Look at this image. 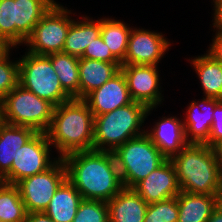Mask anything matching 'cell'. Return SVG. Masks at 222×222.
I'll return each instance as SVG.
<instances>
[{
  "mask_svg": "<svg viewBox=\"0 0 222 222\" xmlns=\"http://www.w3.org/2000/svg\"><path fill=\"white\" fill-rule=\"evenodd\" d=\"M62 159L67 179L83 199L108 202L124 188L113 152L76 151Z\"/></svg>",
  "mask_w": 222,
  "mask_h": 222,
  "instance_id": "obj_1",
  "label": "cell"
},
{
  "mask_svg": "<svg viewBox=\"0 0 222 222\" xmlns=\"http://www.w3.org/2000/svg\"><path fill=\"white\" fill-rule=\"evenodd\" d=\"M58 157L93 149L94 115L83 99H71L54 107L51 125L46 132Z\"/></svg>",
  "mask_w": 222,
  "mask_h": 222,
  "instance_id": "obj_2",
  "label": "cell"
},
{
  "mask_svg": "<svg viewBox=\"0 0 222 222\" xmlns=\"http://www.w3.org/2000/svg\"><path fill=\"white\" fill-rule=\"evenodd\" d=\"M170 160L181 191L217 195L222 185V173L213 147L206 144H187Z\"/></svg>",
  "mask_w": 222,
  "mask_h": 222,
  "instance_id": "obj_3",
  "label": "cell"
},
{
  "mask_svg": "<svg viewBox=\"0 0 222 222\" xmlns=\"http://www.w3.org/2000/svg\"><path fill=\"white\" fill-rule=\"evenodd\" d=\"M153 109L132 101L111 112L95 116L93 150L114 152L127 140L146 133L140 127Z\"/></svg>",
  "mask_w": 222,
  "mask_h": 222,
  "instance_id": "obj_4",
  "label": "cell"
},
{
  "mask_svg": "<svg viewBox=\"0 0 222 222\" xmlns=\"http://www.w3.org/2000/svg\"><path fill=\"white\" fill-rule=\"evenodd\" d=\"M54 0H0V39L9 47L25 44Z\"/></svg>",
  "mask_w": 222,
  "mask_h": 222,
  "instance_id": "obj_5",
  "label": "cell"
},
{
  "mask_svg": "<svg viewBox=\"0 0 222 222\" xmlns=\"http://www.w3.org/2000/svg\"><path fill=\"white\" fill-rule=\"evenodd\" d=\"M113 154L124 188H133L167 160L146 133L127 140Z\"/></svg>",
  "mask_w": 222,
  "mask_h": 222,
  "instance_id": "obj_6",
  "label": "cell"
},
{
  "mask_svg": "<svg viewBox=\"0 0 222 222\" xmlns=\"http://www.w3.org/2000/svg\"><path fill=\"white\" fill-rule=\"evenodd\" d=\"M5 123L27 126L46 133L51 125L54 105L18 85L3 98Z\"/></svg>",
  "mask_w": 222,
  "mask_h": 222,
  "instance_id": "obj_7",
  "label": "cell"
},
{
  "mask_svg": "<svg viewBox=\"0 0 222 222\" xmlns=\"http://www.w3.org/2000/svg\"><path fill=\"white\" fill-rule=\"evenodd\" d=\"M19 85L58 106L73 99L63 88L47 55L27 51L19 58Z\"/></svg>",
  "mask_w": 222,
  "mask_h": 222,
  "instance_id": "obj_8",
  "label": "cell"
},
{
  "mask_svg": "<svg viewBox=\"0 0 222 222\" xmlns=\"http://www.w3.org/2000/svg\"><path fill=\"white\" fill-rule=\"evenodd\" d=\"M65 8L55 3L36 24L25 42L29 47L28 52L36 55L63 52L65 39L73 21L69 16L72 12Z\"/></svg>",
  "mask_w": 222,
  "mask_h": 222,
  "instance_id": "obj_9",
  "label": "cell"
},
{
  "mask_svg": "<svg viewBox=\"0 0 222 222\" xmlns=\"http://www.w3.org/2000/svg\"><path fill=\"white\" fill-rule=\"evenodd\" d=\"M66 179L65 162L58 157L50 168L17 182L15 185L18 187L26 212H44L52 197Z\"/></svg>",
  "mask_w": 222,
  "mask_h": 222,
  "instance_id": "obj_10",
  "label": "cell"
},
{
  "mask_svg": "<svg viewBox=\"0 0 222 222\" xmlns=\"http://www.w3.org/2000/svg\"><path fill=\"white\" fill-rule=\"evenodd\" d=\"M51 146L47 134L37 132L16 154L10 169V184L50 168L58 159L50 158Z\"/></svg>",
  "mask_w": 222,
  "mask_h": 222,
  "instance_id": "obj_11",
  "label": "cell"
},
{
  "mask_svg": "<svg viewBox=\"0 0 222 222\" xmlns=\"http://www.w3.org/2000/svg\"><path fill=\"white\" fill-rule=\"evenodd\" d=\"M157 66L121 65L132 101L144 104L148 108L161 104L160 76Z\"/></svg>",
  "mask_w": 222,
  "mask_h": 222,
  "instance_id": "obj_12",
  "label": "cell"
},
{
  "mask_svg": "<svg viewBox=\"0 0 222 222\" xmlns=\"http://www.w3.org/2000/svg\"><path fill=\"white\" fill-rule=\"evenodd\" d=\"M133 29L129 34L128 49L122 65L157 66L171 43L160 32Z\"/></svg>",
  "mask_w": 222,
  "mask_h": 222,
  "instance_id": "obj_13",
  "label": "cell"
},
{
  "mask_svg": "<svg viewBox=\"0 0 222 222\" xmlns=\"http://www.w3.org/2000/svg\"><path fill=\"white\" fill-rule=\"evenodd\" d=\"M133 189L147 204L175 197L181 192L177 174L170 159L138 182Z\"/></svg>",
  "mask_w": 222,
  "mask_h": 222,
  "instance_id": "obj_14",
  "label": "cell"
},
{
  "mask_svg": "<svg viewBox=\"0 0 222 222\" xmlns=\"http://www.w3.org/2000/svg\"><path fill=\"white\" fill-rule=\"evenodd\" d=\"M94 117L111 112L132 102L124 74L120 70L83 99Z\"/></svg>",
  "mask_w": 222,
  "mask_h": 222,
  "instance_id": "obj_15",
  "label": "cell"
},
{
  "mask_svg": "<svg viewBox=\"0 0 222 222\" xmlns=\"http://www.w3.org/2000/svg\"><path fill=\"white\" fill-rule=\"evenodd\" d=\"M221 100L203 97L200 102L192 101L183 120L185 139L188 144H206L209 146V135L215 106ZM190 135V136H189Z\"/></svg>",
  "mask_w": 222,
  "mask_h": 222,
  "instance_id": "obj_16",
  "label": "cell"
},
{
  "mask_svg": "<svg viewBox=\"0 0 222 222\" xmlns=\"http://www.w3.org/2000/svg\"><path fill=\"white\" fill-rule=\"evenodd\" d=\"M37 133L27 126L0 125V180L10 184V169L20 148Z\"/></svg>",
  "mask_w": 222,
  "mask_h": 222,
  "instance_id": "obj_17",
  "label": "cell"
},
{
  "mask_svg": "<svg viewBox=\"0 0 222 222\" xmlns=\"http://www.w3.org/2000/svg\"><path fill=\"white\" fill-rule=\"evenodd\" d=\"M182 120L175 116L162 117L151 130H146L152 143L167 159L179 153L188 144Z\"/></svg>",
  "mask_w": 222,
  "mask_h": 222,
  "instance_id": "obj_18",
  "label": "cell"
},
{
  "mask_svg": "<svg viewBox=\"0 0 222 222\" xmlns=\"http://www.w3.org/2000/svg\"><path fill=\"white\" fill-rule=\"evenodd\" d=\"M107 204L109 222H144L148 208L133 188H123Z\"/></svg>",
  "mask_w": 222,
  "mask_h": 222,
  "instance_id": "obj_19",
  "label": "cell"
},
{
  "mask_svg": "<svg viewBox=\"0 0 222 222\" xmlns=\"http://www.w3.org/2000/svg\"><path fill=\"white\" fill-rule=\"evenodd\" d=\"M122 63H109L87 58H79V99L102 86L116 75Z\"/></svg>",
  "mask_w": 222,
  "mask_h": 222,
  "instance_id": "obj_20",
  "label": "cell"
},
{
  "mask_svg": "<svg viewBox=\"0 0 222 222\" xmlns=\"http://www.w3.org/2000/svg\"><path fill=\"white\" fill-rule=\"evenodd\" d=\"M177 222H207L217 208L216 196L207 194H190L181 191L177 196Z\"/></svg>",
  "mask_w": 222,
  "mask_h": 222,
  "instance_id": "obj_21",
  "label": "cell"
},
{
  "mask_svg": "<svg viewBox=\"0 0 222 222\" xmlns=\"http://www.w3.org/2000/svg\"><path fill=\"white\" fill-rule=\"evenodd\" d=\"M82 200L74 185L66 179L52 197L44 213L54 222H72Z\"/></svg>",
  "mask_w": 222,
  "mask_h": 222,
  "instance_id": "obj_22",
  "label": "cell"
},
{
  "mask_svg": "<svg viewBox=\"0 0 222 222\" xmlns=\"http://www.w3.org/2000/svg\"><path fill=\"white\" fill-rule=\"evenodd\" d=\"M85 21H75L70 24L65 39L63 52L81 58L87 46L101 34V19L93 20L82 17Z\"/></svg>",
  "mask_w": 222,
  "mask_h": 222,
  "instance_id": "obj_23",
  "label": "cell"
},
{
  "mask_svg": "<svg viewBox=\"0 0 222 222\" xmlns=\"http://www.w3.org/2000/svg\"><path fill=\"white\" fill-rule=\"evenodd\" d=\"M205 97L222 100V63L208 53L191 59Z\"/></svg>",
  "mask_w": 222,
  "mask_h": 222,
  "instance_id": "obj_24",
  "label": "cell"
},
{
  "mask_svg": "<svg viewBox=\"0 0 222 222\" xmlns=\"http://www.w3.org/2000/svg\"><path fill=\"white\" fill-rule=\"evenodd\" d=\"M59 78L62 88L75 99H79V58L64 52L47 55Z\"/></svg>",
  "mask_w": 222,
  "mask_h": 222,
  "instance_id": "obj_25",
  "label": "cell"
},
{
  "mask_svg": "<svg viewBox=\"0 0 222 222\" xmlns=\"http://www.w3.org/2000/svg\"><path fill=\"white\" fill-rule=\"evenodd\" d=\"M130 27L124 22L115 19H101V37L112 54L122 63L128 49Z\"/></svg>",
  "mask_w": 222,
  "mask_h": 222,
  "instance_id": "obj_26",
  "label": "cell"
},
{
  "mask_svg": "<svg viewBox=\"0 0 222 222\" xmlns=\"http://www.w3.org/2000/svg\"><path fill=\"white\" fill-rule=\"evenodd\" d=\"M26 209L15 184L0 182V222H24Z\"/></svg>",
  "mask_w": 222,
  "mask_h": 222,
  "instance_id": "obj_27",
  "label": "cell"
},
{
  "mask_svg": "<svg viewBox=\"0 0 222 222\" xmlns=\"http://www.w3.org/2000/svg\"><path fill=\"white\" fill-rule=\"evenodd\" d=\"M178 203L177 197L148 204L144 222H177Z\"/></svg>",
  "mask_w": 222,
  "mask_h": 222,
  "instance_id": "obj_28",
  "label": "cell"
},
{
  "mask_svg": "<svg viewBox=\"0 0 222 222\" xmlns=\"http://www.w3.org/2000/svg\"><path fill=\"white\" fill-rule=\"evenodd\" d=\"M72 222H109L107 202L83 199Z\"/></svg>",
  "mask_w": 222,
  "mask_h": 222,
  "instance_id": "obj_29",
  "label": "cell"
},
{
  "mask_svg": "<svg viewBox=\"0 0 222 222\" xmlns=\"http://www.w3.org/2000/svg\"><path fill=\"white\" fill-rule=\"evenodd\" d=\"M10 49L0 57V98L19 85V62L9 61Z\"/></svg>",
  "mask_w": 222,
  "mask_h": 222,
  "instance_id": "obj_30",
  "label": "cell"
},
{
  "mask_svg": "<svg viewBox=\"0 0 222 222\" xmlns=\"http://www.w3.org/2000/svg\"><path fill=\"white\" fill-rule=\"evenodd\" d=\"M81 58L98 60L109 63H121L110 51L101 35L93 40L84 51Z\"/></svg>",
  "mask_w": 222,
  "mask_h": 222,
  "instance_id": "obj_31",
  "label": "cell"
},
{
  "mask_svg": "<svg viewBox=\"0 0 222 222\" xmlns=\"http://www.w3.org/2000/svg\"><path fill=\"white\" fill-rule=\"evenodd\" d=\"M222 140V100L215 106L209 135V146L213 147Z\"/></svg>",
  "mask_w": 222,
  "mask_h": 222,
  "instance_id": "obj_32",
  "label": "cell"
},
{
  "mask_svg": "<svg viewBox=\"0 0 222 222\" xmlns=\"http://www.w3.org/2000/svg\"><path fill=\"white\" fill-rule=\"evenodd\" d=\"M207 53L213 59L222 63V32H216Z\"/></svg>",
  "mask_w": 222,
  "mask_h": 222,
  "instance_id": "obj_33",
  "label": "cell"
},
{
  "mask_svg": "<svg viewBox=\"0 0 222 222\" xmlns=\"http://www.w3.org/2000/svg\"><path fill=\"white\" fill-rule=\"evenodd\" d=\"M214 11V23L213 27L216 28V32H222V0H213Z\"/></svg>",
  "mask_w": 222,
  "mask_h": 222,
  "instance_id": "obj_34",
  "label": "cell"
},
{
  "mask_svg": "<svg viewBox=\"0 0 222 222\" xmlns=\"http://www.w3.org/2000/svg\"><path fill=\"white\" fill-rule=\"evenodd\" d=\"M24 222H54L44 212L27 213Z\"/></svg>",
  "mask_w": 222,
  "mask_h": 222,
  "instance_id": "obj_35",
  "label": "cell"
},
{
  "mask_svg": "<svg viewBox=\"0 0 222 222\" xmlns=\"http://www.w3.org/2000/svg\"><path fill=\"white\" fill-rule=\"evenodd\" d=\"M213 149L216 154L217 162L220 167V171L222 173V140L213 146Z\"/></svg>",
  "mask_w": 222,
  "mask_h": 222,
  "instance_id": "obj_36",
  "label": "cell"
},
{
  "mask_svg": "<svg viewBox=\"0 0 222 222\" xmlns=\"http://www.w3.org/2000/svg\"><path fill=\"white\" fill-rule=\"evenodd\" d=\"M207 222H222V212L216 208Z\"/></svg>",
  "mask_w": 222,
  "mask_h": 222,
  "instance_id": "obj_37",
  "label": "cell"
},
{
  "mask_svg": "<svg viewBox=\"0 0 222 222\" xmlns=\"http://www.w3.org/2000/svg\"><path fill=\"white\" fill-rule=\"evenodd\" d=\"M216 206L217 209L222 212V185L216 195Z\"/></svg>",
  "mask_w": 222,
  "mask_h": 222,
  "instance_id": "obj_38",
  "label": "cell"
},
{
  "mask_svg": "<svg viewBox=\"0 0 222 222\" xmlns=\"http://www.w3.org/2000/svg\"><path fill=\"white\" fill-rule=\"evenodd\" d=\"M10 47L0 39V57L9 49Z\"/></svg>",
  "mask_w": 222,
  "mask_h": 222,
  "instance_id": "obj_39",
  "label": "cell"
},
{
  "mask_svg": "<svg viewBox=\"0 0 222 222\" xmlns=\"http://www.w3.org/2000/svg\"><path fill=\"white\" fill-rule=\"evenodd\" d=\"M3 123H5L4 109H3V99L0 98V125H2Z\"/></svg>",
  "mask_w": 222,
  "mask_h": 222,
  "instance_id": "obj_40",
  "label": "cell"
}]
</instances>
